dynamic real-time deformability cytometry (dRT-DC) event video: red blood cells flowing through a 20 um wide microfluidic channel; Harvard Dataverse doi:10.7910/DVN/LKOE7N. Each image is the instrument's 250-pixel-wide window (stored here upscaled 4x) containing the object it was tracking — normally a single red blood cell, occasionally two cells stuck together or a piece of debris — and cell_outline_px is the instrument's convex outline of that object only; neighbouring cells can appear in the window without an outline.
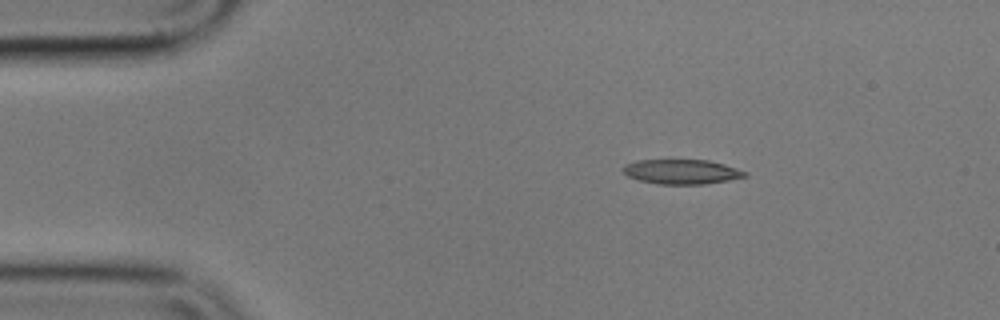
{"species": "common noctule bat (a hibernating species)", "species_latin": "Nyctalus noctula", "temperature_condition": "cold", "stored_images_in_passage": 47, "camera_frame_rate_fps": 3000, "um_per_image_px": 0.085, "animal": {"sex": "male", "body_mass_g": 17.9}, "frame": {"image": 1, "passage_image": 1, "time_ms": 0.0, "image_size_px": [1000, 320], "cell_outline_px": [[748, 176], [728, 180], [704, 184], [660, 184], [640, 180], [628, 176], [620, 168], [624, 164], [636, 160], [708, 160], [724, 164], [748, 172]], "centroid_in_image_um": [57.93, 14.59], "position_along_channel_um": 27.1, "area_um2": 17.51}}
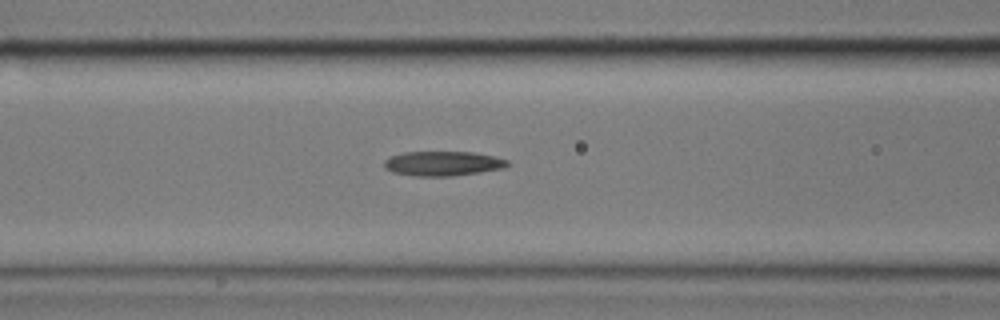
{"frame": {"image": 2, "passage_image": 14, "time_ms": 4.333, "image_size_px": [1000, 320], "cell_outline_px": [[512, 164], [504, 168], [480, 172], [452, 176], [412, 176], [392, 172], [384, 168], [384, 160], [392, 156], [404, 152], [472, 152], [492, 156], [508, 160]], "centroid_in_image_um": [37.64, 13.9], "position_along_channel_um": 129.0, "area_um2": 17.74}}
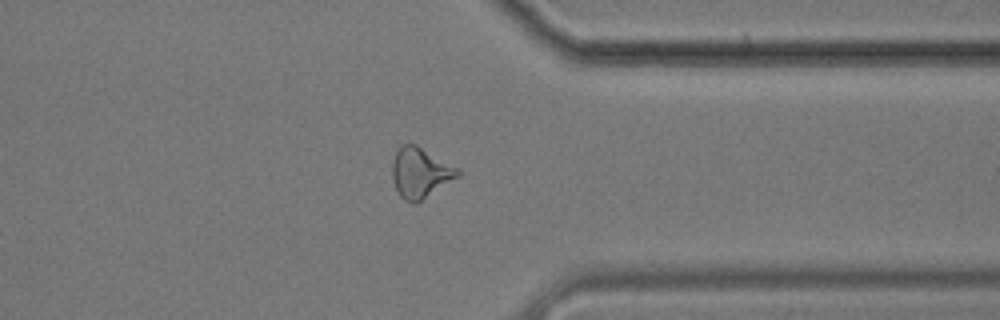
{"frame": {"image": 3, "passage_image": 35, "time_ms": 11.333, "image_size_px": [1000, 320], "cell_outline_px": [[460, 176], [416, 204], [412, 204], [404, 200], [400, 196], [396, 188], [392, 176], [392, 164], [396, 152], [400, 144], [416, 144], [460, 168]], "centroid_in_image_um": [35.74, 14.69], "position_along_channel_um": 375.7, "area_um2": 19.42}, "authors_computed_cell_mechanics": {"area_um2": 18.0914, "velocity_mm_per_s": 3.6024, "shape_relaxation_time_tau1_ms": null, "shape_relaxation_time_tau2_ms": 6.1397, "deformation_change_tau1": null, "deformation_change_tau2": 0.1768}}